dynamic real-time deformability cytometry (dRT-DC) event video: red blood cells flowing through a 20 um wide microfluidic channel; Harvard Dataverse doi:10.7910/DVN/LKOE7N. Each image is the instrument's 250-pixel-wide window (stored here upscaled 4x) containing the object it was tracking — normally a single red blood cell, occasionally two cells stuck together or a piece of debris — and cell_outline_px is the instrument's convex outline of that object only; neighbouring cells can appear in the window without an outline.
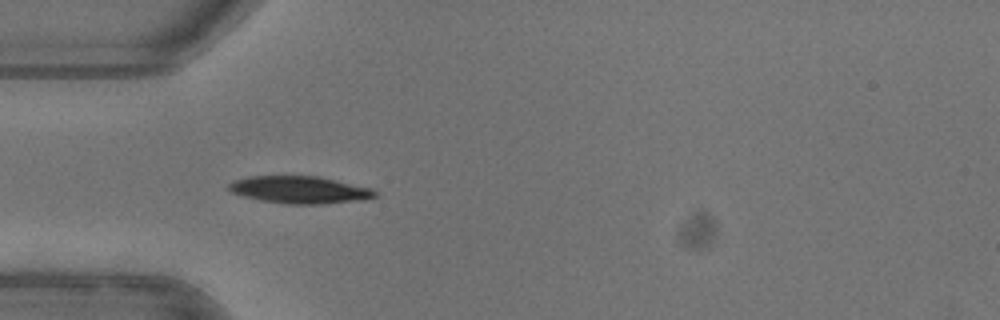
{"species": "common noctule bat (a hibernating species)", "species_latin": "Nyctalus noctula", "temperature_condition": "warm", "stored_images_in_passage": 51, "camera_frame_rate_fps": 3000, "um_per_image_px": 0.085, "animal": {"sex": "female"}, "frame": {"image": 1, "passage_image": 15, "time_ms": 4.667, "image_size_px": [1000, 320], "cell_outline_px": [[376, 196], [352, 200], [324, 204], [288, 204], [260, 200], [244, 196], [232, 192], [228, 188], [228, 184], [236, 180], [248, 176], [320, 176], [372, 188], [376, 192]], "centroid_in_image_um": [25.44, 16.12], "position_along_channel_um": 59.6, "area_um2": 22.95}, "authors_computed_cell_mechanics": {"area_um2": 22.542, "velocity_mm_per_s": 3.9732, "shape_relaxation_time_tau1_ms": 2.7861, "shape_relaxation_time_tau2_ms": 2.4185, "deformation_change_tau1": 0.1506, "deformation_change_tau2": 0.042}}